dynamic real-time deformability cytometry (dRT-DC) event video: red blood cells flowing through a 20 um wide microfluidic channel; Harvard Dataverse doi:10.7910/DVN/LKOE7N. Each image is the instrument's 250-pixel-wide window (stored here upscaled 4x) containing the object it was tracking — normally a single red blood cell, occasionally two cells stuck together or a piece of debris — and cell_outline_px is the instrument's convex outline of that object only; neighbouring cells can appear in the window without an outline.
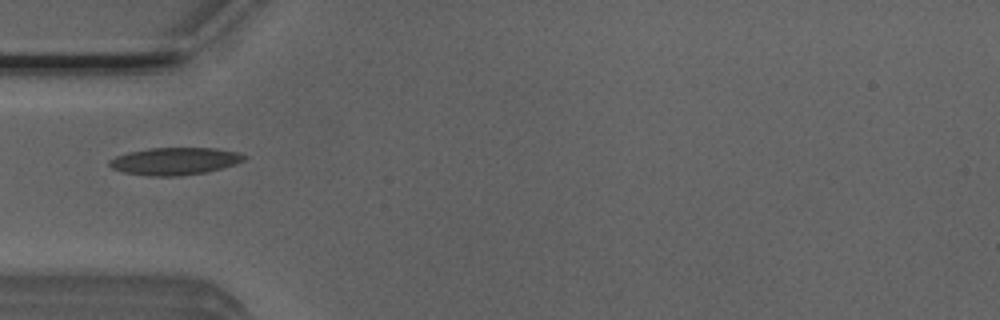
{"species": "Egyptian fruit bat (a non-hibernating species)", "species_latin": "Rousettus aegyptiacus", "temperature_condition": "room temperature", "stored_images_in_passage": 3, "camera_frame_rate_fps": 3000, "um_per_image_px": 0.085, "animal": {"sex": "male"}, "frame": {"image": 1, "passage_image": 2, "time_ms": 0.333, "image_size_px": [1000, 320], "cell_outline_px": [[248, 156], [244, 160], [236, 164], [208, 172], [180, 176], [148, 176], [124, 172], [112, 168], [108, 164], [108, 160], [116, 156], [128, 152], [148, 148], [216, 148], [240, 152]], "centroid_in_image_um": [14.88, 13.7], "position_along_channel_um": 70.1, "area_um2": 21.73}}